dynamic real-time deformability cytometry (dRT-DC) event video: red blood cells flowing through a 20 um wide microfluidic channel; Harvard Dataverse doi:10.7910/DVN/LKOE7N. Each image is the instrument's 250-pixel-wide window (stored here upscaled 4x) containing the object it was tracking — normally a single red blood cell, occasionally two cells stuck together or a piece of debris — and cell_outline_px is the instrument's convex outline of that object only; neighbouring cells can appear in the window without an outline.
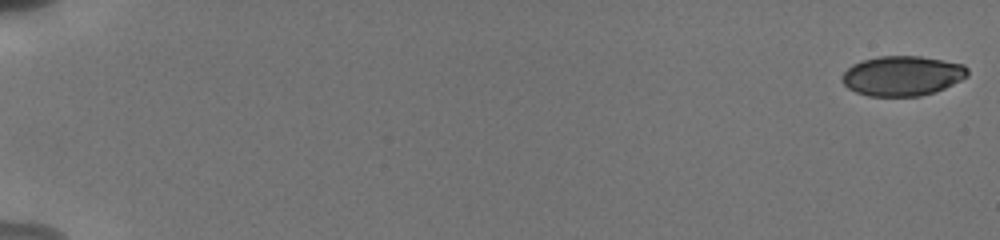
{"species": "human", "species_latin": "Homo sapiens", "temperature_condition": "cold", "stored_images_in_passage": 8, "camera_frame_rate_fps": 3000, "um_per_image_px": 0.085, "donor": {"sex": "male"}, "frame": {"image": 1, "passage_image": 1, "time_ms": 0.0, "image_size_px": [1000, 240], "cell_outline_px": [[968, 76], [936, 92], [920, 96], [868, 96], [856, 92], [848, 88], [840, 80], [840, 76], [852, 64], [864, 60], [880, 56], [920, 56], [964, 64], [968, 68]], "centroid_in_image_um": [76.69, 6.45], "position_along_channel_um": 8.3, "area_um2": 29.25}}
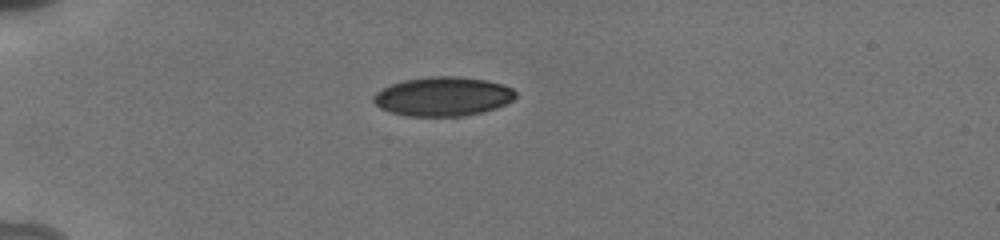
{"frame": {"image": 2, "passage_image": 6, "time_ms": 5.333, "image_size_px": [1000, 240], "cell_outline_px": [[516, 96], [512, 100], [496, 108], [464, 116], [408, 116], [392, 112], [380, 108], [372, 100], [372, 96], [376, 92], [392, 84], [404, 80], [428, 76], [456, 76], [484, 80], [504, 84], [512, 88], [516, 92]], "centroid_in_image_um": [37.64, 8.19], "position_along_channel_um": 47.4, "area_um2": 32.31}}
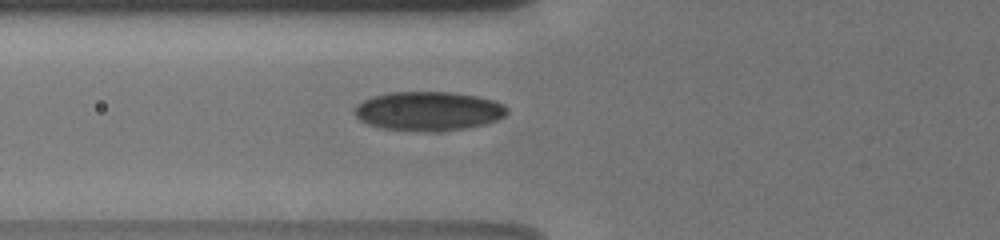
{"frame": {"image": 3, "passage_image": 8, "time_ms": 7.333, "image_size_px": [1000, 240], "cell_outline_px": [[508, 112], [504, 116], [496, 120], [484, 124], [464, 128], [440, 132], [424, 132], [380, 128], [368, 124], [360, 120], [352, 112], [356, 104], [372, 96], [392, 92], [452, 92], [476, 96], [496, 100], [504, 104], [508, 108]], "centroid_in_image_um": [36.41, 9.45], "position_along_channel_um": 89.4, "area_um2": 35.14}}